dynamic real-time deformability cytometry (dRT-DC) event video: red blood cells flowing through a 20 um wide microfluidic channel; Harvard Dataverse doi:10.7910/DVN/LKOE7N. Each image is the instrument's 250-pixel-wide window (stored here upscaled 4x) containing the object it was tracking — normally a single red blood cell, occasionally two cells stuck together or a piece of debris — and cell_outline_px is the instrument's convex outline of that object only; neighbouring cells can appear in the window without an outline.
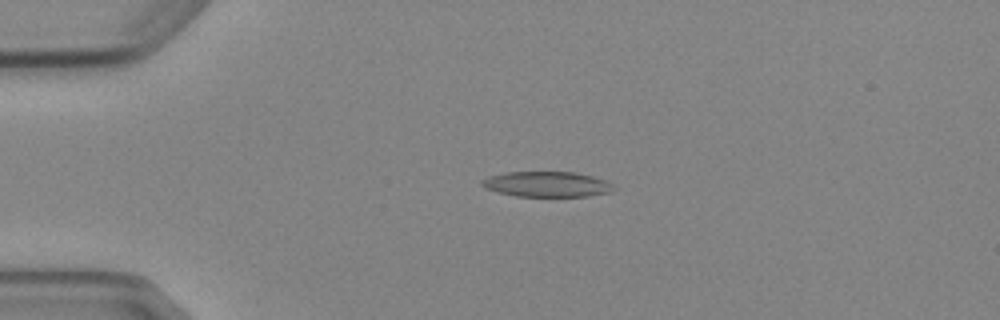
{"species": "Egyptian fruit bat (a non-hibernating species)", "species_latin": "Rousettus aegyptiacus", "temperature_condition": "cold", "stored_images_in_passage": 4, "camera_frame_rate_fps": 3000, "um_per_image_px": 0.085, "animal": {"sex": "female"}, "frame": {"image": 1, "passage_image": 3, "time_ms": 3.333, "image_size_px": [1000, 320], "cell_outline_px": [[616, 188], [612, 192], [588, 196], [516, 196], [484, 188], [480, 184], [480, 180], [488, 176], [504, 172], [572, 172], [592, 176], [604, 180], [612, 184]], "centroid_in_image_um": [46.47, 15.65], "position_along_channel_um": 38.5, "area_um2": 19.48}}